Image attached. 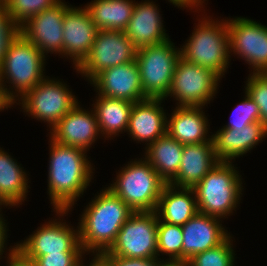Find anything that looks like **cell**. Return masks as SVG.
Returning <instances> with one entry per match:
<instances>
[{
  "label": "cell",
  "instance_id": "6da1fadb",
  "mask_svg": "<svg viewBox=\"0 0 267 266\" xmlns=\"http://www.w3.org/2000/svg\"><path fill=\"white\" fill-rule=\"evenodd\" d=\"M49 140V200L52 209L72 210L74 203L90 186L95 168L88 160L85 150L62 145L51 138Z\"/></svg>",
  "mask_w": 267,
  "mask_h": 266
},
{
  "label": "cell",
  "instance_id": "7a4b0ae2",
  "mask_svg": "<svg viewBox=\"0 0 267 266\" xmlns=\"http://www.w3.org/2000/svg\"><path fill=\"white\" fill-rule=\"evenodd\" d=\"M88 204L78 222L80 244L84 253L102 254L134 211L107 187Z\"/></svg>",
  "mask_w": 267,
  "mask_h": 266
},
{
  "label": "cell",
  "instance_id": "3957f363",
  "mask_svg": "<svg viewBox=\"0 0 267 266\" xmlns=\"http://www.w3.org/2000/svg\"><path fill=\"white\" fill-rule=\"evenodd\" d=\"M45 62L46 56L20 33L10 42L0 63V85L12 106L46 77Z\"/></svg>",
  "mask_w": 267,
  "mask_h": 266
},
{
  "label": "cell",
  "instance_id": "277c9868",
  "mask_svg": "<svg viewBox=\"0 0 267 266\" xmlns=\"http://www.w3.org/2000/svg\"><path fill=\"white\" fill-rule=\"evenodd\" d=\"M198 21L192 35L180 48V56L212 70L222 80L231 58L228 21L226 18L213 20L211 16H204Z\"/></svg>",
  "mask_w": 267,
  "mask_h": 266
},
{
  "label": "cell",
  "instance_id": "5b68a950",
  "mask_svg": "<svg viewBox=\"0 0 267 266\" xmlns=\"http://www.w3.org/2000/svg\"><path fill=\"white\" fill-rule=\"evenodd\" d=\"M234 162L219 161L192 189L198 212L219 219L236 211L243 192L242 177ZM241 177V178H240Z\"/></svg>",
  "mask_w": 267,
  "mask_h": 266
},
{
  "label": "cell",
  "instance_id": "8992f818",
  "mask_svg": "<svg viewBox=\"0 0 267 266\" xmlns=\"http://www.w3.org/2000/svg\"><path fill=\"white\" fill-rule=\"evenodd\" d=\"M138 159H132L118 171L107 188L134 212L156 211L166 182L144 157Z\"/></svg>",
  "mask_w": 267,
  "mask_h": 266
},
{
  "label": "cell",
  "instance_id": "52a82bcc",
  "mask_svg": "<svg viewBox=\"0 0 267 266\" xmlns=\"http://www.w3.org/2000/svg\"><path fill=\"white\" fill-rule=\"evenodd\" d=\"M171 39L137 49L136 62L146 98L164 99L170 89L180 48Z\"/></svg>",
  "mask_w": 267,
  "mask_h": 266
},
{
  "label": "cell",
  "instance_id": "ba28073f",
  "mask_svg": "<svg viewBox=\"0 0 267 266\" xmlns=\"http://www.w3.org/2000/svg\"><path fill=\"white\" fill-rule=\"evenodd\" d=\"M64 81H57L47 76L37 86L27 92L18 102L23 112L29 117L47 122L50 130L61 120L78 102ZM21 101V102H20Z\"/></svg>",
  "mask_w": 267,
  "mask_h": 266
},
{
  "label": "cell",
  "instance_id": "9c48e42d",
  "mask_svg": "<svg viewBox=\"0 0 267 266\" xmlns=\"http://www.w3.org/2000/svg\"><path fill=\"white\" fill-rule=\"evenodd\" d=\"M220 79L212 70L180 57L164 102L170 96L176 99L177 106L204 107L214 99Z\"/></svg>",
  "mask_w": 267,
  "mask_h": 266
},
{
  "label": "cell",
  "instance_id": "30bf717a",
  "mask_svg": "<svg viewBox=\"0 0 267 266\" xmlns=\"http://www.w3.org/2000/svg\"><path fill=\"white\" fill-rule=\"evenodd\" d=\"M156 211L134 212L122 225L115 242L101 255L128 258L158 257Z\"/></svg>",
  "mask_w": 267,
  "mask_h": 266
},
{
  "label": "cell",
  "instance_id": "8fae6325",
  "mask_svg": "<svg viewBox=\"0 0 267 266\" xmlns=\"http://www.w3.org/2000/svg\"><path fill=\"white\" fill-rule=\"evenodd\" d=\"M57 219L51 218L47 223L40 225L29 237L21 243H15L27 258L35 260L37 257L46 254H55L62 252H84L80 244L79 226L73 229L66 221L63 222V216L71 210H54ZM62 218V222L61 219Z\"/></svg>",
  "mask_w": 267,
  "mask_h": 266
},
{
  "label": "cell",
  "instance_id": "7c38bea8",
  "mask_svg": "<svg viewBox=\"0 0 267 266\" xmlns=\"http://www.w3.org/2000/svg\"><path fill=\"white\" fill-rule=\"evenodd\" d=\"M137 48L123 31L98 30L89 54L74 69L90 82L97 74L136 59Z\"/></svg>",
  "mask_w": 267,
  "mask_h": 266
},
{
  "label": "cell",
  "instance_id": "4fadbf2b",
  "mask_svg": "<svg viewBox=\"0 0 267 266\" xmlns=\"http://www.w3.org/2000/svg\"><path fill=\"white\" fill-rule=\"evenodd\" d=\"M227 21L230 54L245 60L251 73H267V26L247 17Z\"/></svg>",
  "mask_w": 267,
  "mask_h": 266
},
{
  "label": "cell",
  "instance_id": "5bb4252c",
  "mask_svg": "<svg viewBox=\"0 0 267 266\" xmlns=\"http://www.w3.org/2000/svg\"><path fill=\"white\" fill-rule=\"evenodd\" d=\"M68 7L66 2L60 0L51 8L27 19L19 26V33L43 55L63 56V20Z\"/></svg>",
  "mask_w": 267,
  "mask_h": 266
},
{
  "label": "cell",
  "instance_id": "9a60e30c",
  "mask_svg": "<svg viewBox=\"0 0 267 266\" xmlns=\"http://www.w3.org/2000/svg\"><path fill=\"white\" fill-rule=\"evenodd\" d=\"M98 29L86 7L65 10L63 20V57L73 62L76 68L89 54Z\"/></svg>",
  "mask_w": 267,
  "mask_h": 266
},
{
  "label": "cell",
  "instance_id": "2e32d148",
  "mask_svg": "<svg viewBox=\"0 0 267 266\" xmlns=\"http://www.w3.org/2000/svg\"><path fill=\"white\" fill-rule=\"evenodd\" d=\"M90 84L99 95L105 97L124 99L133 103L147 99L144 96L136 60L103 70L90 81Z\"/></svg>",
  "mask_w": 267,
  "mask_h": 266
},
{
  "label": "cell",
  "instance_id": "e0dca14e",
  "mask_svg": "<svg viewBox=\"0 0 267 266\" xmlns=\"http://www.w3.org/2000/svg\"><path fill=\"white\" fill-rule=\"evenodd\" d=\"M79 104L77 103L50 130L49 138L62 145L77 147L87 152L101 134L94 110H85Z\"/></svg>",
  "mask_w": 267,
  "mask_h": 266
},
{
  "label": "cell",
  "instance_id": "ac0fdd59",
  "mask_svg": "<svg viewBox=\"0 0 267 266\" xmlns=\"http://www.w3.org/2000/svg\"><path fill=\"white\" fill-rule=\"evenodd\" d=\"M181 227L182 263L184 264L195 254L218 246L230 235L219 218L201 212H197Z\"/></svg>",
  "mask_w": 267,
  "mask_h": 266
},
{
  "label": "cell",
  "instance_id": "d6986e66",
  "mask_svg": "<svg viewBox=\"0 0 267 266\" xmlns=\"http://www.w3.org/2000/svg\"><path fill=\"white\" fill-rule=\"evenodd\" d=\"M266 137L267 127L261 122H254L236 129L219 128L212 134L211 139L218 160L233 162L250 152Z\"/></svg>",
  "mask_w": 267,
  "mask_h": 266
},
{
  "label": "cell",
  "instance_id": "ffe728a7",
  "mask_svg": "<svg viewBox=\"0 0 267 266\" xmlns=\"http://www.w3.org/2000/svg\"><path fill=\"white\" fill-rule=\"evenodd\" d=\"M156 5L150 0L135 2L132 17L123 32L137 49L170 39Z\"/></svg>",
  "mask_w": 267,
  "mask_h": 266
},
{
  "label": "cell",
  "instance_id": "44dd1931",
  "mask_svg": "<svg viewBox=\"0 0 267 266\" xmlns=\"http://www.w3.org/2000/svg\"><path fill=\"white\" fill-rule=\"evenodd\" d=\"M164 99L147 98L133 104L127 134L133 141L146 142V147L166 134V110L161 107Z\"/></svg>",
  "mask_w": 267,
  "mask_h": 266
},
{
  "label": "cell",
  "instance_id": "7402d4cb",
  "mask_svg": "<svg viewBox=\"0 0 267 266\" xmlns=\"http://www.w3.org/2000/svg\"><path fill=\"white\" fill-rule=\"evenodd\" d=\"M218 163L212 139L208 142L184 145L178 173L169 184L193 188Z\"/></svg>",
  "mask_w": 267,
  "mask_h": 266
},
{
  "label": "cell",
  "instance_id": "603a6c76",
  "mask_svg": "<svg viewBox=\"0 0 267 266\" xmlns=\"http://www.w3.org/2000/svg\"><path fill=\"white\" fill-rule=\"evenodd\" d=\"M203 108L176 106L170 118L167 117L166 133L182 145L210 141L212 136L208 132L210 123Z\"/></svg>",
  "mask_w": 267,
  "mask_h": 266
},
{
  "label": "cell",
  "instance_id": "cb8c5ba5",
  "mask_svg": "<svg viewBox=\"0 0 267 266\" xmlns=\"http://www.w3.org/2000/svg\"><path fill=\"white\" fill-rule=\"evenodd\" d=\"M197 212V201L192 188L165 184L156 209L162 222L182 226Z\"/></svg>",
  "mask_w": 267,
  "mask_h": 266
},
{
  "label": "cell",
  "instance_id": "d4e9b609",
  "mask_svg": "<svg viewBox=\"0 0 267 266\" xmlns=\"http://www.w3.org/2000/svg\"><path fill=\"white\" fill-rule=\"evenodd\" d=\"M97 96L92 109L95 112L101 136L112 139L123 131L126 133L134 103L99 94Z\"/></svg>",
  "mask_w": 267,
  "mask_h": 266
},
{
  "label": "cell",
  "instance_id": "484cf974",
  "mask_svg": "<svg viewBox=\"0 0 267 266\" xmlns=\"http://www.w3.org/2000/svg\"><path fill=\"white\" fill-rule=\"evenodd\" d=\"M183 146L167 133L145 147L144 158L169 183L178 173Z\"/></svg>",
  "mask_w": 267,
  "mask_h": 266
},
{
  "label": "cell",
  "instance_id": "4316f807",
  "mask_svg": "<svg viewBox=\"0 0 267 266\" xmlns=\"http://www.w3.org/2000/svg\"><path fill=\"white\" fill-rule=\"evenodd\" d=\"M2 149L0 148V197L10 207H17L26 200L30 181L24 167Z\"/></svg>",
  "mask_w": 267,
  "mask_h": 266
},
{
  "label": "cell",
  "instance_id": "83f0119b",
  "mask_svg": "<svg viewBox=\"0 0 267 266\" xmlns=\"http://www.w3.org/2000/svg\"><path fill=\"white\" fill-rule=\"evenodd\" d=\"M134 6L132 0H92L85 7L98 30L124 31Z\"/></svg>",
  "mask_w": 267,
  "mask_h": 266
},
{
  "label": "cell",
  "instance_id": "f1b7e54d",
  "mask_svg": "<svg viewBox=\"0 0 267 266\" xmlns=\"http://www.w3.org/2000/svg\"><path fill=\"white\" fill-rule=\"evenodd\" d=\"M157 237L158 257H160L161 253L162 255L169 256L165 261L182 263V227L180 225L162 222L158 218Z\"/></svg>",
  "mask_w": 267,
  "mask_h": 266
},
{
  "label": "cell",
  "instance_id": "f546056e",
  "mask_svg": "<svg viewBox=\"0 0 267 266\" xmlns=\"http://www.w3.org/2000/svg\"><path fill=\"white\" fill-rule=\"evenodd\" d=\"M233 237L229 235L218 246L195 254L186 266H235Z\"/></svg>",
  "mask_w": 267,
  "mask_h": 266
},
{
  "label": "cell",
  "instance_id": "4dcf8cb0",
  "mask_svg": "<svg viewBox=\"0 0 267 266\" xmlns=\"http://www.w3.org/2000/svg\"><path fill=\"white\" fill-rule=\"evenodd\" d=\"M60 0H0L11 17L19 27L27 19L51 8Z\"/></svg>",
  "mask_w": 267,
  "mask_h": 266
},
{
  "label": "cell",
  "instance_id": "1f68e13d",
  "mask_svg": "<svg viewBox=\"0 0 267 266\" xmlns=\"http://www.w3.org/2000/svg\"><path fill=\"white\" fill-rule=\"evenodd\" d=\"M244 87V91L259 107L261 123L267 127V73L249 74Z\"/></svg>",
  "mask_w": 267,
  "mask_h": 266
},
{
  "label": "cell",
  "instance_id": "d6a6232c",
  "mask_svg": "<svg viewBox=\"0 0 267 266\" xmlns=\"http://www.w3.org/2000/svg\"><path fill=\"white\" fill-rule=\"evenodd\" d=\"M254 122H261L259 107L245 92L244 100L235 106L231 119L221 129L246 127Z\"/></svg>",
  "mask_w": 267,
  "mask_h": 266
},
{
  "label": "cell",
  "instance_id": "836d02e7",
  "mask_svg": "<svg viewBox=\"0 0 267 266\" xmlns=\"http://www.w3.org/2000/svg\"><path fill=\"white\" fill-rule=\"evenodd\" d=\"M19 33V27L11 20L10 15L0 2V63L7 52L10 42Z\"/></svg>",
  "mask_w": 267,
  "mask_h": 266
},
{
  "label": "cell",
  "instance_id": "e575fe53",
  "mask_svg": "<svg viewBox=\"0 0 267 266\" xmlns=\"http://www.w3.org/2000/svg\"><path fill=\"white\" fill-rule=\"evenodd\" d=\"M84 252H62L46 254L34 260L36 266H73L84 255Z\"/></svg>",
  "mask_w": 267,
  "mask_h": 266
},
{
  "label": "cell",
  "instance_id": "d590c367",
  "mask_svg": "<svg viewBox=\"0 0 267 266\" xmlns=\"http://www.w3.org/2000/svg\"><path fill=\"white\" fill-rule=\"evenodd\" d=\"M110 266H158L164 259L151 258H128L117 255H102Z\"/></svg>",
  "mask_w": 267,
  "mask_h": 266
},
{
  "label": "cell",
  "instance_id": "8d00e7d4",
  "mask_svg": "<svg viewBox=\"0 0 267 266\" xmlns=\"http://www.w3.org/2000/svg\"><path fill=\"white\" fill-rule=\"evenodd\" d=\"M11 247V248H10ZM6 266H36L34 261L27 258L16 245L10 246Z\"/></svg>",
  "mask_w": 267,
  "mask_h": 266
},
{
  "label": "cell",
  "instance_id": "74e56055",
  "mask_svg": "<svg viewBox=\"0 0 267 266\" xmlns=\"http://www.w3.org/2000/svg\"><path fill=\"white\" fill-rule=\"evenodd\" d=\"M170 3H172L175 7L177 6L178 8H181L182 7L185 9H188L189 10H194L195 8V11L193 12H197L198 9L201 11L203 9H200V8H204L203 4H205V0H168ZM194 8V9H193Z\"/></svg>",
  "mask_w": 267,
  "mask_h": 266
},
{
  "label": "cell",
  "instance_id": "f35d334b",
  "mask_svg": "<svg viewBox=\"0 0 267 266\" xmlns=\"http://www.w3.org/2000/svg\"><path fill=\"white\" fill-rule=\"evenodd\" d=\"M5 219H4V217L2 216V215H0V257L1 258H3L2 257V255H3V253L4 252H7V251H4L5 249H6V240H7V232H8V229H6V228H8L7 227V224L5 223ZM0 258V259H1Z\"/></svg>",
  "mask_w": 267,
  "mask_h": 266
},
{
  "label": "cell",
  "instance_id": "ab89813d",
  "mask_svg": "<svg viewBox=\"0 0 267 266\" xmlns=\"http://www.w3.org/2000/svg\"><path fill=\"white\" fill-rule=\"evenodd\" d=\"M87 266H110V264L101 254H94L92 261Z\"/></svg>",
  "mask_w": 267,
  "mask_h": 266
},
{
  "label": "cell",
  "instance_id": "60d3db41",
  "mask_svg": "<svg viewBox=\"0 0 267 266\" xmlns=\"http://www.w3.org/2000/svg\"><path fill=\"white\" fill-rule=\"evenodd\" d=\"M12 105L5 99L0 85V111L11 108Z\"/></svg>",
  "mask_w": 267,
  "mask_h": 266
},
{
  "label": "cell",
  "instance_id": "b9f144b4",
  "mask_svg": "<svg viewBox=\"0 0 267 266\" xmlns=\"http://www.w3.org/2000/svg\"><path fill=\"white\" fill-rule=\"evenodd\" d=\"M158 266H186V264L181 262L162 261Z\"/></svg>",
  "mask_w": 267,
  "mask_h": 266
},
{
  "label": "cell",
  "instance_id": "7bdbcfd3",
  "mask_svg": "<svg viewBox=\"0 0 267 266\" xmlns=\"http://www.w3.org/2000/svg\"><path fill=\"white\" fill-rule=\"evenodd\" d=\"M2 206L4 207H9V205L0 197V212L2 211L1 209H2ZM0 215H2L1 213H0Z\"/></svg>",
  "mask_w": 267,
  "mask_h": 266
},
{
  "label": "cell",
  "instance_id": "ee69618b",
  "mask_svg": "<svg viewBox=\"0 0 267 266\" xmlns=\"http://www.w3.org/2000/svg\"><path fill=\"white\" fill-rule=\"evenodd\" d=\"M85 263L83 262V257L77 262L75 263L73 266H85ZM87 266V265H86Z\"/></svg>",
  "mask_w": 267,
  "mask_h": 266
}]
</instances>
